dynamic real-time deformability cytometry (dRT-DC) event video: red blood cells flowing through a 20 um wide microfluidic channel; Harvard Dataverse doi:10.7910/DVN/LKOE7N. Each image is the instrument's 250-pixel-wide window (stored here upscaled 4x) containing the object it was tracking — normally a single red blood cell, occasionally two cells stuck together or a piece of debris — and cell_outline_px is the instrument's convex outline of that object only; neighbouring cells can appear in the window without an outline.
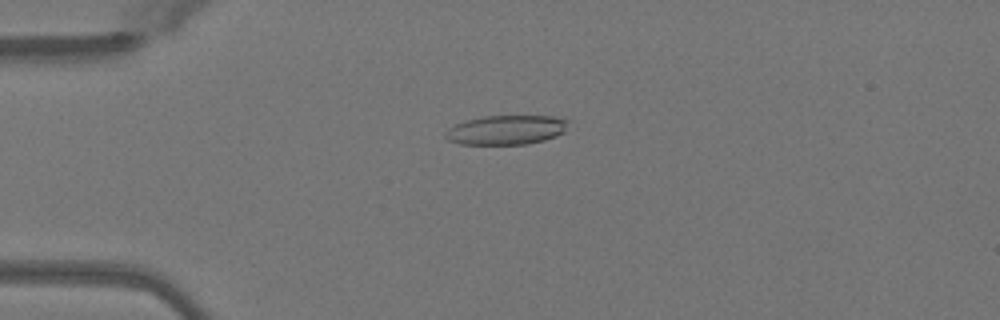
{"species": "Egyptian fruit bat (a non-hibernating species)", "species_latin": "Rousettus aegyptiacus", "temperature_condition": "warm", "stored_images_in_passage": 49, "camera_frame_rate_fps": 3000, "um_per_image_px": 0.085, "animal": {"sex": "female"}, "frame": {"image": 1, "passage_image": 12, "time_ms": 3.667, "image_size_px": [1000, 320], "cell_outline_px": [[572, 120], [564, 132], [556, 136], [544, 140], [528, 144], [460, 144], [448, 140], [444, 136], [444, 132], [448, 128], [456, 124], [468, 120], [484, 116], [552, 116]], "centroid_in_image_um": [43.07, 11.04], "position_along_channel_um": 41.9, "area_um2": 21.15}}
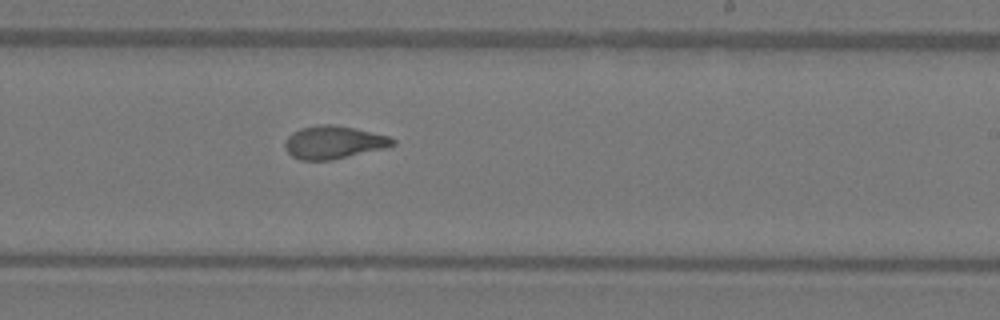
{"frame": {"image": 2, "passage_image": 30, "time_ms": 9.667, "image_size_px": [1000, 320], "cell_outline_px": [[396, 144], [384, 148], [332, 160], [300, 160], [292, 156], [284, 148], [284, 144], [288, 136], [292, 132], [300, 128], [320, 124], [332, 124], [352, 128], [388, 136], [396, 140]], "centroid_in_image_um": [28.32, 12.1], "position_along_channel_um": 260.7, "area_um2": 20.52}}
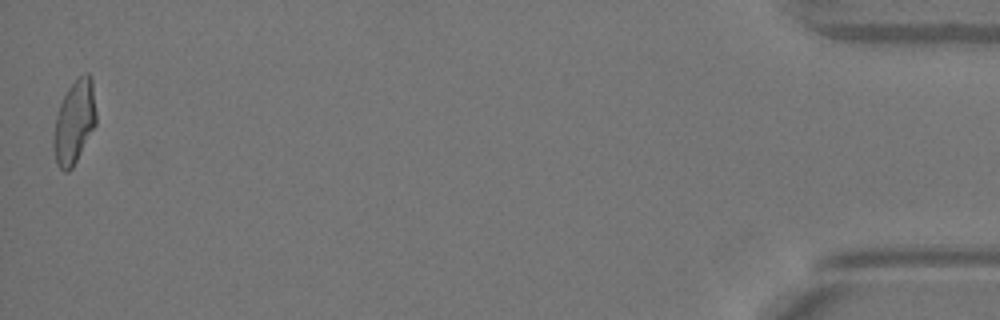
{"frame": {"image": 3, "passage_image": 49, "time_ms": 16.0, "image_size_px": [1000, 320], "cell_outline_px": [[96, 124], [72, 168], [68, 172], [64, 172], [56, 164], [52, 144], [52, 140], [56, 116], [60, 104], [68, 88], [84, 72], [88, 72], [92, 76], [96, 112]], "centroid_in_image_um": [6.31, 10.37], "position_along_channel_um": 428.9, "area_um2": 20.75}, "authors_computed_cell_mechanics": {"area_um2": 21.097, "velocity_mm_per_s": 4.0998, "shape_relaxation_time_tau1_ms": 8.7065, "shape_relaxation_time_tau2_ms": 1.588, "deformation_change_tau1": 0.26, "deformation_change_tau2": 0.0797}}